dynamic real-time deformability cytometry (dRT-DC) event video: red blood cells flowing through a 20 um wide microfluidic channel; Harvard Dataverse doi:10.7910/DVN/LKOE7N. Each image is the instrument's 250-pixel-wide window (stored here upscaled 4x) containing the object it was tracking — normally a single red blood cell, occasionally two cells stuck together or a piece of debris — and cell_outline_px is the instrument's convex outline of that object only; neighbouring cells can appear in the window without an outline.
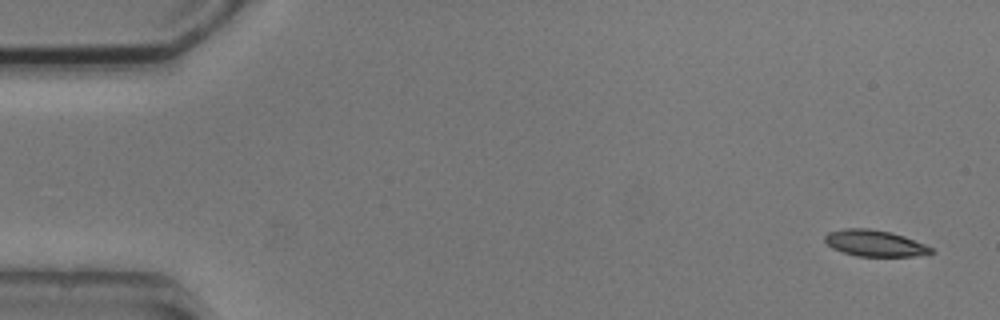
{"species": "common noctule bat (a hibernating species)", "species_latin": "Nyctalus noctula", "temperature_condition": "cold", "stored_images_in_passage": 4, "camera_frame_rate_fps": 3000, "um_per_image_px": 0.085, "animal": {"sex": "male", "body_mass_g": 20.5, "forearm_length_mm": 52.5}, "frame": {"image": 1, "passage_image": 1, "time_ms": 0.0, "image_size_px": [1000, 320], "cell_outline_px": [[936, 252], [912, 256], [856, 256], [832, 248], [824, 240], [824, 236], [828, 232], [844, 228], [868, 228], [892, 232], [904, 236], [924, 244], [932, 248]], "centroid_in_image_um": [74.34, 20.66], "position_along_channel_um": 10.7, "area_um2": 16.24}}
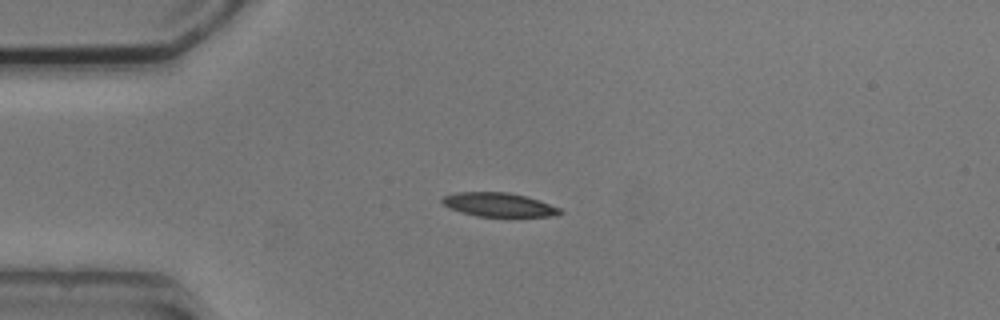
{"frame": {"image": 2, "passage_image": 4, "time_ms": 3.667, "image_size_px": [1000, 320], "cell_outline_px": [[564, 212], [548, 216], [476, 216], [452, 208], [444, 204], [440, 200], [444, 196], [456, 192], [508, 192], [524, 196], [560, 208]], "centroid_in_image_um": [42.37, 17.39], "position_along_channel_um": 42.6, "area_um2": 15.9}}